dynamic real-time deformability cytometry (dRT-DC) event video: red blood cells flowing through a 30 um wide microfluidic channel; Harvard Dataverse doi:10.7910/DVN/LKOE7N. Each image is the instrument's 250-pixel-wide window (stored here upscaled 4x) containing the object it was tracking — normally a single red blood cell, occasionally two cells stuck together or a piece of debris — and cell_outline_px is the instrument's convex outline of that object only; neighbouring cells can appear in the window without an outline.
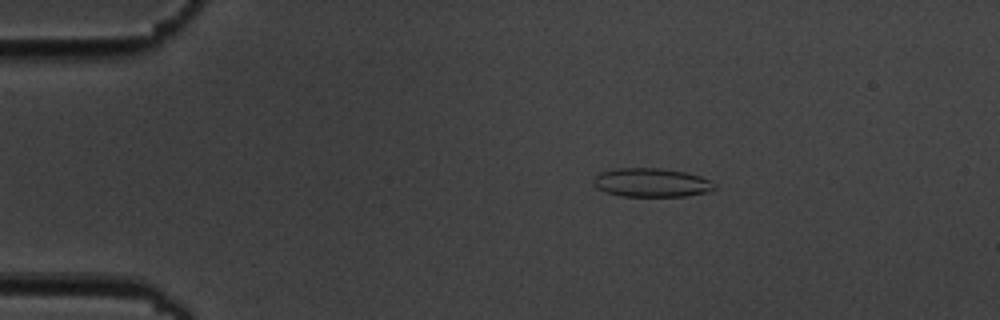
{"species": "common noctule bat (a hibernating species)", "species_latin": "Nyctalus noctula", "temperature_condition": "cold", "stored_images_in_passage": 4, "camera_frame_rate_fps": 3000, "um_per_image_px": 0.085, "animal": {"sex": "male", "body_mass_g": 19.5, "forearm_length_mm": 54.6}, "frame": {"image": 1, "passage_image": 2, "time_ms": 1.0, "image_size_px": [1000, 320], "cell_outline_px": [[716, 188], [708, 192], [684, 196], [620, 196], [596, 188], [592, 184], [592, 180], [600, 172], [616, 168], [660, 168], [684, 172], [700, 176], [712, 180], [716, 184]], "centroid_in_image_um": [55.38, 15.52], "position_along_channel_um": 29.6, "area_um2": 20.4}}